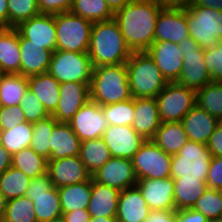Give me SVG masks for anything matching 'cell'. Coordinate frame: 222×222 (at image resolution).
Here are the masks:
<instances>
[{
  "label": "cell",
  "mask_w": 222,
  "mask_h": 222,
  "mask_svg": "<svg viewBox=\"0 0 222 222\" xmlns=\"http://www.w3.org/2000/svg\"><path fill=\"white\" fill-rule=\"evenodd\" d=\"M164 6L158 0H134L114 12V20L132 52H146L154 42L158 14Z\"/></svg>",
  "instance_id": "obj_1"
},
{
  "label": "cell",
  "mask_w": 222,
  "mask_h": 222,
  "mask_svg": "<svg viewBox=\"0 0 222 222\" xmlns=\"http://www.w3.org/2000/svg\"><path fill=\"white\" fill-rule=\"evenodd\" d=\"M131 54L114 19L93 23L88 49L93 67L126 63Z\"/></svg>",
  "instance_id": "obj_2"
},
{
  "label": "cell",
  "mask_w": 222,
  "mask_h": 222,
  "mask_svg": "<svg viewBox=\"0 0 222 222\" xmlns=\"http://www.w3.org/2000/svg\"><path fill=\"white\" fill-rule=\"evenodd\" d=\"M89 89L90 100L101 106L130 100L126 64L93 67Z\"/></svg>",
  "instance_id": "obj_3"
},
{
  "label": "cell",
  "mask_w": 222,
  "mask_h": 222,
  "mask_svg": "<svg viewBox=\"0 0 222 222\" xmlns=\"http://www.w3.org/2000/svg\"><path fill=\"white\" fill-rule=\"evenodd\" d=\"M125 64L132 98H155L168 83L146 52H132Z\"/></svg>",
  "instance_id": "obj_4"
},
{
  "label": "cell",
  "mask_w": 222,
  "mask_h": 222,
  "mask_svg": "<svg viewBox=\"0 0 222 222\" xmlns=\"http://www.w3.org/2000/svg\"><path fill=\"white\" fill-rule=\"evenodd\" d=\"M211 157L207 144L188 140L177 154L172 155L171 178L206 181Z\"/></svg>",
  "instance_id": "obj_5"
},
{
  "label": "cell",
  "mask_w": 222,
  "mask_h": 222,
  "mask_svg": "<svg viewBox=\"0 0 222 222\" xmlns=\"http://www.w3.org/2000/svg\"><path fill=\"white\" fill-rule=\"evenodd\" d=\"M56 50L88 52L93 22L71 12L54 14Z\"/></svg>",
  "instance_id": "obj_6"
},
{
  "label": "cell",
  "mask_w": 222,
  "mask_h": 222,
  "mask_svg": "<svg viewBox=\"0 0 222 222\" xmlns=\"http://www.w3.org/2000/svg\"><path fill=\"white\" fill-rule=\"evenodd\" d=\"M47 72L59 83L84 82L90 86L93 66L88 52L55 50Z\"/></svg>",
  "instance_id": "obj_7"
},
{
  "label": "cell",
  "mask_w": 222,
  "mask_h": 222,
  "mask_svg": "<svg viewBox=\"0 0 222 222\" xmlns=\"http://www.w3.org/2000/svg\"><path fill=\"white\" fill-rule=\"evenodd\" d=\"M189 36L202 49L222 41V11L197 6L186 8Z\"/></svg>",
  "instance_id": "obj_8"
},
{
  "label": "cell",
  "mask_w": 222,
  "mask_h": 222,
  "mask_svg": "<svg viewBox=\"0 0 222 222\" xmlns=\"http://www.w3.org/2000/svg\"><path fill=\"white\" fill-rule=\"evenodd\" d=\"M155 98L161 122H181L196 105V91L178 82H168Z\"/></svg>",
  "instance_id": "obj_9"
},
{
  "label": "cell",
  "mask_w": 222,
  "mask_h": 222,
  "mask_svg": "<svg viewBox=\"0 0 222 222\" xmlns=\"http://www.w3.org/2000/svg\"><path fill=\"white\" fill-rule=\"evenodd\" d=\"M178 45L183 53V64L177 82L194 91L212 82L204 61V49L190 36Z\"/></svg>",
  "instance_id": "obj_10"
},
{
  "label": "cell",
  "mask_w": 222,
  "mask_h": 222,
  "mask_svg": "<svg viewBox=\"0 0 222 222\" xmlns=\"http://www.w3.org/2000/svg\"><path fill=\"white\" fill-rule=\"evenodd\" d=\"M25 196L34 204L37 222H47L62 216L58 189L53 186L48 173L31 179Z\"/></svg>",
  "instance_id": "obj_11"
},
{
  "label": "cell",
  "mask_w": 222,
  "mask_h": 222,
  "mask_svg": "<svg viewBox=\"0 0 222 222\" xmlns=\"http://www.w3.org/2000/svg\"><path fill=\"white\" fill-rule=\"evenodd\" d=\"M172 155L165 153L152 140H145L132 158L137 179L171 177Z\"/></svg>",
  "instance_id": "obj_12"
},
{
  "label": "cell",
  "mask_w": 222,
  "mask_h": 222,
  "mask_svg": "<svg viewBox=\"0 0 222 222\" xmlns=\"http://www.w3.org/2000/svg\"><path fill=\"white\" fill-rule=\"evenodd\" d=\"M68 123L81 142L101 138L108 128L102 106L92 100L86 102Z\"/></svg>",
  "instance_id": "obj_13"
},
{
  "label": "cell",
  "mask_w": 222,
  "mask_h": 222,
  "mask_svg": "<svg viewBox=\"0 0 222 222\" xmlns=\"http://www.w3.org/2000/svg\"><path fill=\"white\" fill-rule=\"evenodd\" d=\"M92 179L119 191L136 186L138 181L132 159L121 157H111L92 175Z\"/></svg>",
  "instance_id": "obj_14"
},
{
  "label": "cell",
  "mask_w": 222,
  "mask_h": 222,
  "mask_svg": "<svg viewBox=\"0 0 222 222\" xmlns=\"http://www.w3.org/2000/svg\"><path fill=\"white\" fill-rule=\"evenodd\" d=\"M189 37L186 8L163 7L158 14L154 41L181 43Z\"/></svg>",
  "instance_id": "obj_15"
},
{
  "label": "cell",
  "mask_w": 222,
  "mask_h": 222,
  "mask_svg": "<svg viewBox=\"0 0 222 222\" xmlns=\"http://www.w3.org/2000/svg\"><path fill=\"white\" fill-rule=\"evenodd\" d=\"M47 173L53 186L57 189L89 181L92 178L79 155L47 160Z\"/></svg>",
  "instance_id": "obj_16"
},
{
  "label": "cell",
  "mask_w": 222,
  "mask_h": 222,
  "mask_svg": "<svg viewBox=\"0 0 222 222\" xmlns=\"http://www.w3.org/2000/svg\"><path fill=\"white\" fill-rule=\"evenodd\" d=\"M146 53L154 60L167 82H177L182 70L183 53L177 43L154 41Z\"/></svg>",
  "instance_id": "obj_17"
},
{
  "label": "cell",
  "mask_w": 222,
  "mask_h": 222,
  "mask_svg": "<svg viewBox=\"0 0 222 222\" xmlns=\"http://www.w3.org/2000/svg\"><path fill=\"white\" fill-rule=\"evenodd\" d=\"M112 157L132 159L143 144V139L132 126L108 125L101 137Z\"/></svg>",
  "instance_id": "obj_18"
},
{
  "label": "cell",
  "mask_w": 222,
  "mask_h": 222,
  "mask_svg": "<svg viewBox=\"0 0 222 222\" xmlns=\"http://www.w3.org/2000/svg\"><path fill=\"white\" fill-rule=\"evenodd\" d=\"M90 100L89 85L84 82L60 83V99L51 114L57 122L68 123L78 110Z\"/></svg>",
  "instance_id": "obj_19"
},
{
  "label": "cell",
  "mask_w": 222,
  "mask_h": 222,
  "mask_svg": "<svg viewBox=\"0 0 222 222\" xmlns=\"http://www.w3.org/2000/svg\"><path fill=\"white\" fill-rule=\"evenodd\" d=\"M29 43L43 45L48 50H56V28L53 14H39L21 22L15 27Z\"/></svg>",
  "instance_id": "obj_20"
},
{
  "label": "cell",
  "mask_w": 222,
  "mask_h": 222,
  "mask_svg": "<svg viewBox=\"0 0 222 222\" xmlns=\"http://www.w3.org/2000/svg\"><path fill=\"white\" fill-rule=\"evenodd\" d=\"M136 186L151 210H175L174 184L171 177L143 178L137 181Z\"/></svg>",
  "instance_id": "obj_21"
},
{
  "label": "cell",
  "mask_w": 222,
  "mask_h": 222,
  "mask_svg": "<svg viewBox=\"0 0 222 222\" xmlns=\"http://www.w3.org/2000/svg\"><path fill=\"white\" fill-rule=\"evenodd\" d=\"M161 125L156 98H134L133 129L145 140H152Z\"/></svg>",
  "instance_id": "obj_22"
},
{
  "label": "cell",
  "mask_w": 222,
  "mask_h": 222,
  "mask_svg": "<svg viewBox=\"0 0 222 222\" xmlns=\"http://www.w3.org/2000/svg\"><path fill=\"white\" fill-rule=\"evenodd\" d=\"M220 120L197 104L182 118L181 123L188 140L207 144L210 135L220 124Z\"/></svg>",
  "instance_id": "obj_23"
},
{
  "label": "cell",
  "mask_w": 222,
  "mask_h": 222,
  "mask_svg": "<svg viewBox=\"0 0 222 222\" xmlns=\"http://www.w3.org/2000/svg\"><path fill=\"white\" fill-rule=\"evenodd\" d=\"M151 209L137 186L120 191L117 222H145Z\"/></svg>",
  "instance_id": "obj_24"
},
{
  "label": "cell",
  "mask_w": 222,
  "mask_h": 222,
  "mask_svg": "<svg viewBox=\"0 0 222 222\" xmlns=\"http://www.w3.org/2000/svg\"><path fill=\"white\" fill-rule=\"evenodd\" d=\"M20 52H21V75L30 77L45 73L48 70L52 51L38 45L29 43L20 34Z\"/></svg>",
  "instance_id": "obj_25"
},
{
  "label": "cell",
  "mask_w": 222,
  "mask_h": 222,
  "mask_svg": "<svg viewBox=\"0 0 222 222\" xmlns=\"http://www.w3.org/2000/svg\"><path fill=\"white\" fill-rule=\"evenodd\" d=\"M120 191L92 179L88 212L91 218H116Z\"/></svg>",
  "instance_id": "obj_26"
},
{
  "label": "cell",
  "mask_w": 222,
  "mask_h": 222,
  "mask_svg": "<svg viewBox=\"0 0 222 222\" xmlns=\"http://www.w3.org/2000/svg\"><path fill=\"white\" fill-rule=\"evenodd\" d=\"M0 72L21 75L20 33L14 27L0 29Z\"/></svg>",
  "instance_id": "obj_27"
},
{
  "label": "cell",
  "mask_w": 222,
  "mask_h": 222,
  "mask_svg": "<svg viewBox=\"0 0 222 222\" xmlns=\"http://www.w3.org/2000/svg\"><path fill=\"white\" fill-rule=\"evenodd\" d=\"M81 140L74 133L69 123L57 122L50 137V157L48 160H57L80 154Z\"/></svg>",
  "instance_id": "obj_28"
},
{
  "label": "cell",
  "mask_w": 222,
  "mask_h": 222,
  "mask_svg": "<svg viewBox=\"0 0 222 222\" xmlns=\"http://www.w3.org/2000/svg\"><path fill=\"white\" fill-rule=\"evenodd\" d=\"M28 88L51 115L60 99V83L48 72L27 77Z\"/></svg>",
  "instance_id": "obj_29"
},
{
  "label": "cell",
  "mask_w": 222,
  "mask_h": 222,
  "mask_svg": "<svg viewBox=\"0 0 222 222\" xmlns=\"http://www.w3.org/2000/svg\"><path fill=\"white\" fill-rule=\"evenodd\" d=\"M152 141L165 153L173 155L188 142V137L181 122H161Z\"/></svg>",
  "instance_id": "obj_30"
},
{
  "label": "cell",
  "mask_w": 222,
  "mask_h": 222,
  "mask_svg": "<svg viewBox=\"0 0 222 222\" xmlns=\"http://www.w3.org/2000/svg\"><path fill=\"white\" fill-rule=\"evenodd\" d=\"M92 178L89 181L58 188L63 213L88 209L91 197Z\"/></svg>",
  "instance_id": "obj_31"
},
{
  "label": "cell",
  "mask_w": 222,
  "mask_h": 222,
  "mask_svg": "<svg viewBox=\"0 0 222 222\" xmlns=\"http://www.w3.org/2000/svg\"><path fill=\"white\" fill-rule=\"evenodd\" d=\"M175 210L193 208L208 188L204 180L173 179Z\"/></svg>",
  "instance_id": "obj_32"
},
{
  "label": "cell",
  "mask_w": 222,
  "mask_h": 222,
  "mask_svg": "<svg viewBox=\"0 0 222 222\" xmlns=\"http://www.w3.org/2000/svg\"><path fill=\"white\" fill-rule=\"evenodd\" d=\"M81 161L88 172L93 175L112 157L102 138L85 140L80 144Z\"/></svg>",
  "instance_id": "obj_33"
},
{
  "label": "cell",
  "mask_w": 222,
  "mask_h": 222,
  "mask_svg": "<svg viewBox=\"0 0 222 222\" xmlns=\"http://www.w3.org/2000/svg\"><path fill=\"white\" fill-rule=\"evenodd\" d=\"M28 89L27 77L20 74L0 75V99L3 106L19 105Z\"/></svg>",
  "instance_id": "obj_34"
},
{
  "label": "cell",
  "mask_w": 222,
  "mask_h": 222,
  "mask_svg": "<svg viewBox=\"0 0 222 222\" xmlns=\"http://www.w3.org/2000/svg\"><path fill=\"white\" fill-rule=\"evenodd\" d=\"M12 167L21 170L31 179L47 173V159L31 147L12 154Z\"/></svg>",
  "instance_id": "obj_35"
},
{
  "label": "cell",
  "mask_w": 222,
  "mask_h": 222,
  "mask_svg": "<svg viewBox=\"0 0 222 222\" xmlns=\"http://www.w3.org/2000/svg\"><path fill=\"white\" fill-rule=\"evenodd\" d=\"M33 137L32 123L23 122L13 129L0 131V144L10 153L30 147Z\"/></svg>",
  "instance_id": "obj_36"
},
{
  "label": "cell",
  "mask_w": 222,
  "mask_h": 222,
  "mask_svg": "<svg viewBox=\"0 0 222 222\" xmlns=\"http://www.w3.org/2000/svg\"><path fill=\"white\" fill-rule=\"evenodd\" d=\"M31 178L26 176L21 170L10 166L0 174V192L6 200L25 196Z\"/></svg>",
  "instance_id": "obj_37"
},
{
  "label": "cell",
  "mask_w": 222,
  "mask_h": 222,
  "mask_svg": "<svg viewBox=\"0 0 222 222\" xmlns=\"http://www.w3.org/2000/svg\"><path fill=\"white\" fill-rule=\"evenodd\" d=\"M70 12L93 23L114 18V12L105 0H74Z\"/></svg>",
  "instance_id": "obj_38"
},
{
  "label": "cell",
  "mask_w": 222,
  "mask_h": 222,
  "mask_svg": "<svg viewBox=\"0 0 222 222\" xmlns=\"http://www.w3.org/2000/svg\"><path fill=\"white\" fill-rule=\"evenodd\" d=\"M196 104L222 120V82L212 81L196 91Z\"/></svg>",
  "instance_id": "obj_39"
},
{
  "label": "cell",
  "mask_w": 222,
  "mask_h": 222,
  "mask_svg": "<svg viewBox=\"0 0 222 222\" xmlns=\"http://www.w3.org/2000/svg\"><path fill=\"white\" fill-rule=\"evenodd\" d=\"M56 123L57 121L52 115H50L49 117L32 124L33 137L30 147L33 151L42 155L47 160L50 157L49 141Z\"/></svg>",
  "instance_id": "obj_40"
},
{
  "label": "cell",
  "mask_w": 222,
  "mask_h": 222,
  "mask_svg": "<svg viewBox=\"0 0 222 222\" xmlns=\"http://www.w3.org/2000/svg\"><path fill=\"white\" fill-rule=\"evenodd\" d=\"M3 219L6 222H37L33 202L26 196L8 200Z\"/></svg>",
  "instance_id": "obj_41"
},
{
  "label": "cell",
  "mask_w": 222,
  "mask_h": 222,
  "mask_svg": "<svg viewBox=\"0 0 222 222\" xmlns=\"http://www.w3.org/2000/svg\"><path fill=\"white\" fill-rule=\"evenodd\" d=\"M102 109L108 125L132 126L134 118V98L124 102L103 105Z\"/></svg>",
  "instance_id": "obj_42"
},
{
  "label": "cell",
  "mask_w": 222,
  "mask_h": 222,
  "mask_svg": "<svg viewBox=\"0 0 222 222\" xmlns=\"http://www.w3.org/2000/svg\"><path fill=\"white\" fill-rule=\"evenodd\" d=\"M193 209L199 211L208 220L222 218L221 190L207 188L203 195L197 200Z\"/></svg>",
  "instance_id": "obj_43"
},
{
  "label": "cell",
  "mask_w": 222,
  "mask_h": 222,
  "mask_svg": "<svg viewBox=\"0 0 222 222\" xmlns=\"http://www.w3.org/2000/svg\"><path fill=\"white\" fill-rule=\"evenodd\" d=\"M9 28L17 27L21 22L41 14L37 0H7Z\"/></svg>",
  "instance_id": "obj_44"
},
{
  "label": "cell",
  "mask_w": 222,
  "mask_h": 222,
  "mask_svg": "<svg viewBox=\"0 0 222 222\" xmlns=\"http://www.w3.org/2000/svg\"><path fill=\"white\" fill-rule=\"evenodd\" d=\"M19 105L25 114L26 122L33 124L50 116L44 105L29 89L24 94Z\"/></svg>",
  "instance_id": "obj_45"
},
{
  "label": "cell",
  "mask_w": 222,
  "mask_h": 222,
  "mask_svg": "<svg viewBox=\"0 0 222 222\" xmlns=\"http://www.w3.org/2000/svg\"><path fill=\"white\" fill-rule=\"evenodd\" d=\"M204 61L211 80L222 82V41L204 49Z\"/></svg>",
  "instance_id": "obj_46"
},
{
  "label": "cell",
  "mask_w": 222,
  "mask_h": 222,
  "mask_svg": "<svg viewBox=\"0 0 222 222\" xmlns=\"http://www.w3.org/2000/svg\"><path fill=\"white\" fill-rule=\"evenodd\" d=\"M23 122H26V118L20 105L3 106L0 111V131L13 129L16 125Z\"/></svg>",
  "instance_id": "obj_47"
},
{
  "label": "cell",
  "mask_w": 222,
  "mask_h": 222,
  "mask_svg": "<svg viewBox=\"0 0 222 222\" xmlns=\"http://www.w3.org/2000/svg\"><path fill=\"white\" fill-rule=\"evenodd\" d=\"M206 183L208 188L222 190V157H211Z\"/></svg>",
  "instance_id": "obj_48"
},
{
  "label": "cell",
  "mask_w": 222,
  "mask_h": 222,
  "mask_svg": "<svg viewBox=\"0 0 222 222\" xmlns=\"http://www.w3.org/2000/svg\"><path fill=\"white\" fill-rule=\"evenodd\" d=\"M74 0H37L41 14L70 12Z\"/></svg>",
  "instance_id": "obj_49"
},
{
  "label": "cell",
  "mask_w": 222,
  "mask_h": 222,
  "mask_svg": "<svg viewBox=\"0 0 222 222\" xmlns=\"http://www.w3.org/2000/svg\"><path fill=\"white\" fill-rule=\"evenodd\" d=\"M174 222H209L199 211L193 208L176 210Z\"/></svg>",
  "instance_id": "obj_50"
},
{
  "label": "cell",
  "mask_w": 222,
  "mask_h": 222,
  "mask_svg": "<svg viewBox=\"0 0 222 222\" xmlns=\"http://www.w3.org/2000/svg\"><path fill=\"white\" fill-rule=\"evenodd\" d=\"M207 147L211 152V156L222 157V123L216 127L210 135Z\"/></svg>",
  "instance_id": "obj_51"
},
{
  "label": "cell",
  "mask_w": 222,
  "mask_h": 222,
  "mask_svg": "<svg viewBox=\"0 0 222 222\" xmlns=\"http://www.w3.org/2000/svg\"><path fill=\"white\" fill-rule=\"evenodd\" d=\"M176 210H151L145 222H174Z\"/></svg>",
  "instance_id": "obj_52"
},
{
  "label": "cell",
  "mask_w": 222,
  "mask_h": 222,
  "mask_svg": "<svg viewBox=\"0 0 222 222\" xmlns=\"http://www.w3.org/2000/svg\"><path fill=\"white\" fill-rule=\"evenodd\" d=\"M65 222H90L91 216L88 209H80L72 212L62 213Z\"/></svg>",
  "instance_id": "obj_53"
},
{
  "label": "cell",
  "mask_w": 222,
  "mask_h": 222,
  "mask_svg": "<svg viewBox=\"0 0 222 222\" xmlns=\"http://www.w3.org/2000/svg\"><path fill=\"white\" fill-rule=\"evenodd\" d=\"M166 8H188L195 0H158Z\"/></svg>",
  "instance_id": "obj_54"
},
{
  "label": "cell",
  "mask_w": 222,
  "mask_h": 222,
  "mask_svg": "<svg viewBox=\"0 0 222 222\" xmlns=\"http://www.w3.org/2000/svg\"><path fill=\"white\" fill-rule=\"evenodd\" d=\"M9 28L8 1L0 0V29Z\"/></svg>",
  "instance_id": "obj_55"
},
{
  "label": "cell",
  "mask_w": 222,
  "mask_h": 222,
  "mask_svg": "<svg viewBox=\"0 0 222 222\" xmlns=\"http://www.w3.org/2000/svg\"><path fill=\"white\" fill-rule=\"evenodd\" d=\"M12 164V154H10L0 144V174L7 170Z\"/></svg>",
  "instance_id": "obj_56"
},
{
  "label": "cell",
  "mask_w": 222,
  "mask_h": 222,
  "mask_svg": "<svg viewBox=\"0 0 222 222\" xmlns=\"http://www.w3.org/2000/svg\"><path fill=\"white\" fill-rule=\"evenodd\" d=\"M197 6L207 7L222 11V0H195Z\"/></svg>",
  "instance_id": "obj_57"
},
{
  "label": "cell",
  "mask_w": 222,
  "mask_h": 222,
  "mask_svg": "<svg viewBox=\"0 0 222 222\" xmlns=\"http://www.w3.org/2000/svg\"><path fill=\"white\" fill-rule=\"evenodd\" d=\"M110 7V9L115 12L121 8H123L126 4H129L130 2L134 0H105Z\"/></svg>",
  "instance_id": "obj_58"
},
{
  "label": "cell",
  "mask_w": 222,
  "mask_h": 222,
  "mask_svg": "<svg viewBox=\"0 0 222 222\" xmlns=\"http://www.w3.org/2000/svg\"><path fill=\"white\" fill-rule=\"evenodd\" d=\"M7 200L5 196L0 192V219H3L6 211Z\"/></svg>",
  "instance_id": "obj_59"
},
{
  "label": "cell",
  "mask_w": 222,
  "mask_h": 222,
  "mask_svg": "<svg viewBox=\"0 0 222 222\" xmlns=\"http://www.w3.org/2000/svg\"><path fill=\"white\" fill-rule=\"evenodd\" d=\"M90 222H117L116 218H108V217H96L91 218Z\"/></svg>",
  "instance_id": "obj_60"
},
{
  "label": "cell",
  "mask_w": 222,
  "mask_h": 222,
  "mask_svg": "<svg viewBox=\"0 0 222 222\" xmlns=\"http://www.w3.org/2000/svg\"><path fill=\"white\" fill-rule=\"evenodd\" d=\"M47 222H65V219L63 216H60V217L54 218V219L47 221Z\"/></svg>",
  "instance_id": "obj_61"
},
{
  "label": "cell",
  "mask_w": 222,
  "mask_h": 222,
  "mask_svg": "<svg viewBox=\"0 0 222 222\" xmlns=\"http://www.w3.org/2000/svg\"><path fill=\"white\" fill-rule=\"evenodd\" d=\"M209 222H222V218L212 219Z\"/></svg>",
  "instance_id": "obj_62"
},
{
  "label": "cell",
  "mask_w": 222,
  "mask_h": 222,
  "mask_svg": "<svg viewBox=\"0 0 222 222\" xmlns=\"http://www.w3.org/2000/svg\"><path fill=\"white\" fill-rule=\"evenodd\" d=\"M2 108H3V105H2V102H1V99H0V111H1Z\"/></svg>",
  "instance_id": "obj_63"
}]
</instances>
